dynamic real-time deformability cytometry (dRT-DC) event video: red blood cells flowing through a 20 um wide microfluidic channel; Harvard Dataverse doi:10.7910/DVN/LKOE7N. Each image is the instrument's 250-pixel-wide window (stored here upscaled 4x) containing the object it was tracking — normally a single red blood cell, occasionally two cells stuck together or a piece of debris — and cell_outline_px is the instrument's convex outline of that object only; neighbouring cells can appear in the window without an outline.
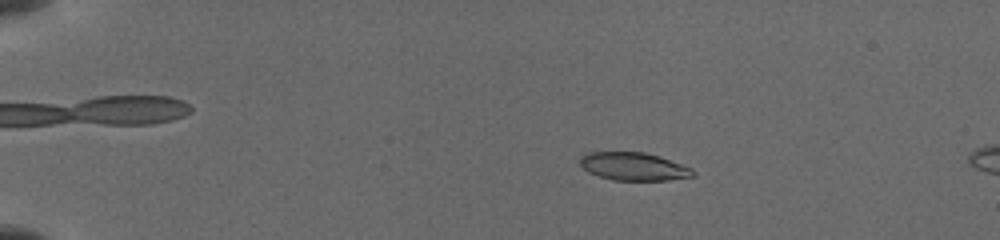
{"species": "common noctule bat (a hibernating species)", "species_latin": "Nyctalus noctula", "temperature_condition": "cold", "stored_images_in_passage": 10, "camera_frame_rate_fps": 3000, "um_per_image_px": 0.085, "animal": {"sex": "female", "body_mass_g": 19.5, "forearm_length_mm": 54.1}, "frame": {"image": 1, "passage_image": 7, "time_ms": 3.333, "image_size_px": [1000, 240], "cell_outline_px": [[696, 172], [692, 176], [668, 180], [612, 180], [588, 172], [580, 164], [580, 156], [588, 152], [644, 152], [660, 156], [692, 168]], "centroid_in_image_um": [53.86, 14.14], "position_along_channel_um": 31.1, "area_um2": 18.38}}